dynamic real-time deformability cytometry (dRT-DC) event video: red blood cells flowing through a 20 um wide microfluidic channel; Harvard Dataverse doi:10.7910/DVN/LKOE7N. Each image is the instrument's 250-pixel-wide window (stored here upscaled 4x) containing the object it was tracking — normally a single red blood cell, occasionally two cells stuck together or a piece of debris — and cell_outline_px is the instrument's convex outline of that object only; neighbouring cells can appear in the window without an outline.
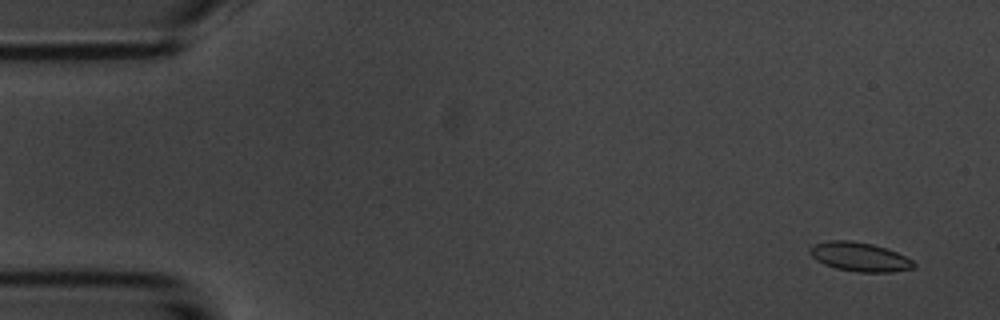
{"species": "common noctule bat (a hibernating species)", "species_latin": "Nyctalus noctula", "temperature_condition": "room temperature", "stored_images_in_passage": 12, "camera_frame_rate_fps": 3000, "um_per_image_px": 0.085, "animal": {"sex": "male", "body_mass_g": 20.1, "forearm_length_mm": 53.5}, "frame": {"image": 1, "passage_image": 3, "time_ms": 0.667, "image_size_px": [1000, 320], "cell_outline_px": [[916, 268], [892, 272], [856, 272], [836, 268], [824, 264], [816, 260], [808, 252], [808, 248], [816, 244], [828, 240], [848, 240], [872, 244], [896, 252], [912, 260], [916, 264]], "centroid_in_image_um": [73.06, 21.84], "position_along_channel_um": 11.9, "area_um2": 17.57}}